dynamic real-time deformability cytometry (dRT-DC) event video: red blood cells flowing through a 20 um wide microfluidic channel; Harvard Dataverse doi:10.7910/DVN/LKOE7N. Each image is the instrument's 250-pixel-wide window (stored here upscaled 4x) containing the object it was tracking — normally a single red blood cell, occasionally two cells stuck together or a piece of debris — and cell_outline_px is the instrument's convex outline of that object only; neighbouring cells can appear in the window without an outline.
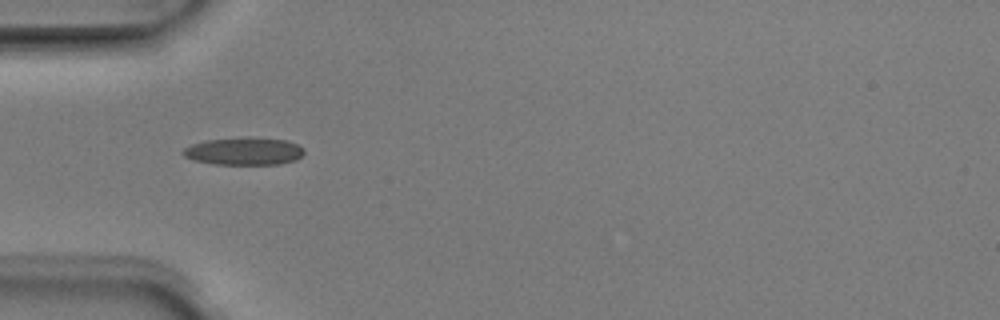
{"species": "Egyptian fruit bat (a non-hibernating species)", "species_latin": "Rousettus aegyptiacus", "temperature_condition": "room temperature", "stored_images_in_passage": 5, "camera_frame_rate_fps": 3000, "um_per_image_px": 0.085, "animal": {"sex": "male"}, "frame": {"image": 1, "passage_image": 4, "time_ms": 1.0, "image_size_px": [1000, 320], "cell_outline_px": [[304, 152], [296, 160], [280, 164], [212, 164], [192, 160], [184, 156], [180, 152], [184, 148], [192, 144], [204, 140], [288, 140], [304, 148]], "centroid_in_image_um": [20.7, 12.91], "position_along_channel_um": 64.3, "area_um2": 18.61}}
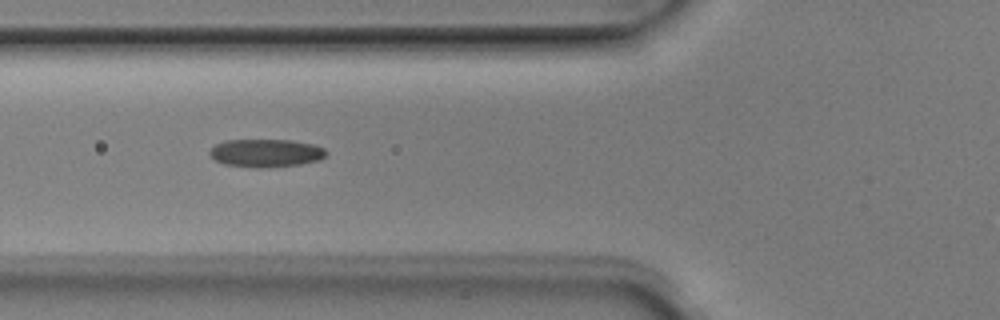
{"frame": {"image": 2, "passage_image": 5, "time_ms": 1.333, "image_size_px": [1000, 320], "cell_outline_px": [[328, 152], [320, 160], [300, 164], [264, 168], [252, 168], [224, 164], [208, 156], [208, 152], [216, 144], [224, 140], [292, 140], [312, 144], [324, 148]], "centroid_in_image_um": [22.58, 13.01], "position_along_channel_um": 103.2, "area_um2": 19.19}}